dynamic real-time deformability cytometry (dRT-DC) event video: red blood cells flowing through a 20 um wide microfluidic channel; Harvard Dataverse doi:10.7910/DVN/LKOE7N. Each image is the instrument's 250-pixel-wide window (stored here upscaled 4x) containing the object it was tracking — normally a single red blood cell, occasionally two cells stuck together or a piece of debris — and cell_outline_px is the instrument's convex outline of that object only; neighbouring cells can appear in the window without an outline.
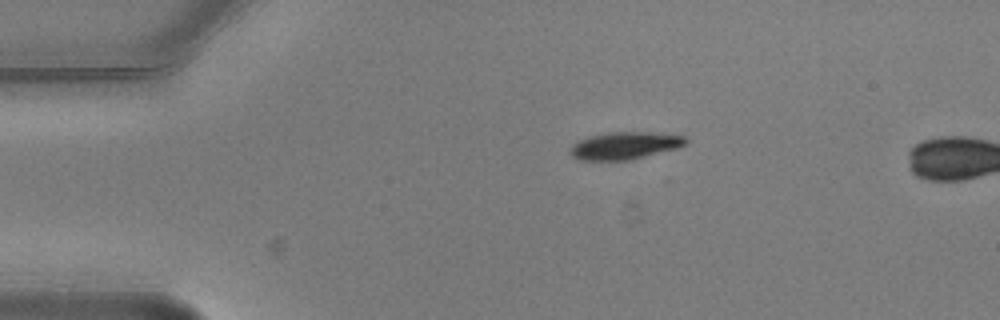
{"species": "common noctule bat (a hibernating species)", "species_latin": "Nyctalus noctula", "temperature_condition": "warm", "stored_images_in_passage": 2, "camera_frame_rate_fps": 3000, "um_per_image_px": 0.085, "animal": {"sex": "male", "body_mass_g": 20.5, "forearm_length_mm": 52.5}, "frame": {"image": 1, "passage_image": 1, "time_ms": 0.0, "image_size_px": [1000, 320], "cell_outline_px": [[688, 144], [676, 148], [632, 160], [580, 160], [572, 156], [568, 152], [572, 144], [588, 136], [608, 132], [648, 132], [684, 136], [688, 140]], "centroid_in_image_um": [53.09, 12.38], "position_along_channel_um": 31.9, "area_um2": 18.5}}